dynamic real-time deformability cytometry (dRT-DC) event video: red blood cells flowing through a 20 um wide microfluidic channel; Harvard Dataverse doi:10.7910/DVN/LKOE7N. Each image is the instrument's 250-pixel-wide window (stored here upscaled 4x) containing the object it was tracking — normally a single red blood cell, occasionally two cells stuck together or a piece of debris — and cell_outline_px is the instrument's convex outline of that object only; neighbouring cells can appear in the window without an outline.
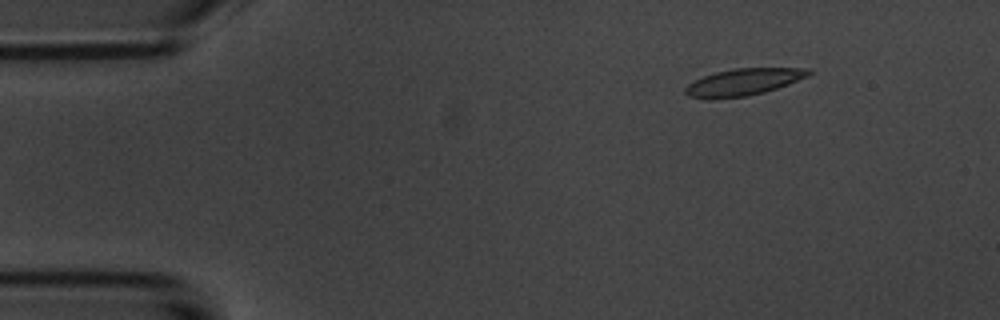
{"species": "common noctule bat (a hibernating species)", "species_latin": "Nyctalus noctula", "temperature_condition": "room temperature", "stored_images_in_passage": 5, "segment_of_instrument_passage": [2, 2], "camera_frame_rate_fps": 3000, "um_per_image_px": 0.085, "animal": {"sex": "male", "body_mass_g": 20.1, "forearm_length_mm": 53.5}, "frame": {"image": 1, "passage_image": 5, "time_ms": 5.667, "image_size_px": [1000, 320], "cell_outline_px": [[812, 72], [808, 76], [788, 84], [764, 92], [744, 96], [708, 100], [688, 96], [684, 92], [684, 88], [688, 84], [704, 76], [716, 72], [732, 68], [812, 68]], "centroid_in_image_um": [63.17, 6.98], "position_along_channel_um": 21.8, "area_um2": 19.36}}